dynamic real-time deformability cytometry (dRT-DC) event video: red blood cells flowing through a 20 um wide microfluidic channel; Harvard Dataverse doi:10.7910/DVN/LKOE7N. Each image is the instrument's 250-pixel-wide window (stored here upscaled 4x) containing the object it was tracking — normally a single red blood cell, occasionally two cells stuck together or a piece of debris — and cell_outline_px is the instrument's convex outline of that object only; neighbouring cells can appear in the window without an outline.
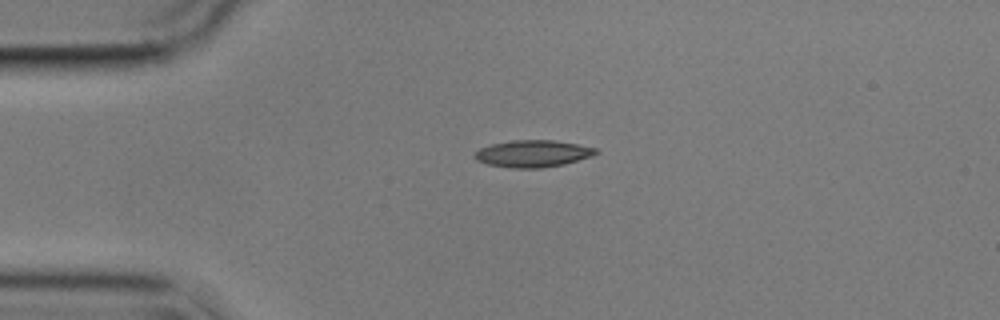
{"species": "common noctule bat (a hibernating species)", "species_latin": "Nyctalus noctula", "temperature_condition": "cold", "stored_images_in_passage": 44, "camera_frame_rate_fps": 3000, "um_per_image_px": 0.085, "animal": {"sex": "male", "body_mass_g": 17.9}, "frame": {"image": 1, "passage_image": 1, "time_ms": 0.0, "image_size_px": [1000, 320], "cell_outline_px": [[600, 152], [592, 156], [564, 164], [540, 168], [512, 168], [488, 164], [476, 160], [472, 156], [480, 148], [492, 144], [512, 140], [556, 140], [596, 148]], "centroid_in_image_um": [45.29, 13.05], "position_along_channel_um": 39.7, "area_um2": 19.02}}
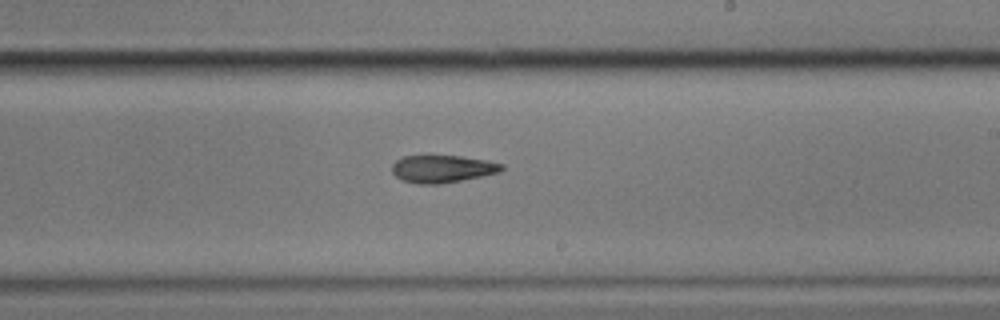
{"frame": {"image": 2, "passage_image": 21, "time_ms": 6.667, "image_size_px": [1000, 320], "cell_outline_px": [[504, 168], [500, 172], [440, 184], [416, 184], [400, 180], [392, 172], [392, 164], [396, 160], [404, 156], [460, 156], [488, 160], [504, 164]], "centroid_in_image_um": [37.59, 14.35], "position_along_channel_um": 251.4, "area_um2": 17.57}}
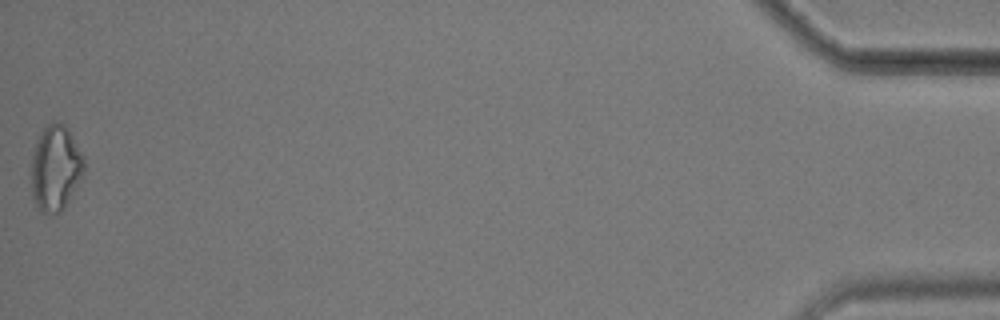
{"frame": {"image": 3, "passage_image": 44, "time_ms": 14.333, "image_size_px": [1000, 320], "cell_outline_px": [[84, 172], [64, 208], [60, 212], [52, 216], [48, 216], [40, 212], [32, 196], [28, 172], [36, 140], [44, 128], [48, 124], [64, 124], [68, 128], [84, 156]], "centroid_in_image_um": [4.67, 14.34], "position_along_channel_um": 430.5, "area_um2": 26.82}, "authors_computed_cell_mechanics": {"area_um2": 18.7561, "velocity_mm_per_s": 3.5712, "shape_relaxation_time_tau1_ms": 6.3098, "shape_relaxation_time_tau2_ms": 6.6839, "deformation_change_tau1": 0.1411, "deformation_change_tau2": 0.1624}}